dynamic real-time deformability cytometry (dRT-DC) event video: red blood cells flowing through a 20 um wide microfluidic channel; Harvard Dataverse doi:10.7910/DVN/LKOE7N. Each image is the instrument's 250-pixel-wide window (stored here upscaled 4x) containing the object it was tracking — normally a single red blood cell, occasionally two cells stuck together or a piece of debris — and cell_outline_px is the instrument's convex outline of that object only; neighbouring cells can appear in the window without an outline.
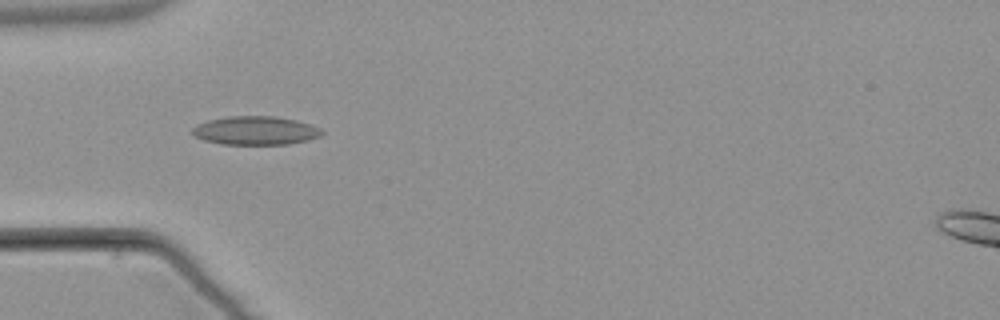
{"species": "common noctule bat (a hibernating species)", "species_latin": "Nyctalus noctula", "temperature_condition": "warm", "stored_images_in_passage": 7, "camera_frame_rate_fps": 3000, "um_per_image_px": 0.085, "animal": {"sex": "male", "body_mass_g": 21.5, "forearm_length_mm": 52.0}, "frame": {"image": 1, "passage_image": 1, "time_ms": 0.0, "image_size_px": [1000, 320], "cell_outline_px": [[324, 132], [320, 136], [308, 140], [288, 144], [220, 144], [204, 140], [196, 136], [192, 132], [192, 128], [196, 124], [208, 120], [228, 116], [276, 116], [296, 120], [320, 128]], "centroid_in_image_um": [21.71, 11.09], "position_along_channel_um": 63.3, "area_um2": 21.56}}
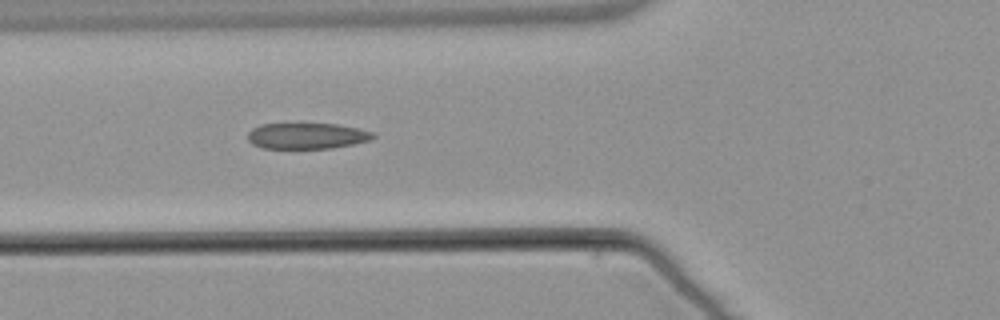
{"frame": {"image": 2, "passage_image": 4, "time_ms": 1.0, "image_size_px": [1000, 320], "cell_outline_px": [[376, 136], [372, 140], [332, 148], [264, 148], [252, 144], [248, 140], [248, 132], [252, 128], [260, 124], [340, 124], [372, 132]], "centroid_in_image_um": [26.08, 11.55], "position_along_channel_um": 99.7, "area_um2": 18.9}}